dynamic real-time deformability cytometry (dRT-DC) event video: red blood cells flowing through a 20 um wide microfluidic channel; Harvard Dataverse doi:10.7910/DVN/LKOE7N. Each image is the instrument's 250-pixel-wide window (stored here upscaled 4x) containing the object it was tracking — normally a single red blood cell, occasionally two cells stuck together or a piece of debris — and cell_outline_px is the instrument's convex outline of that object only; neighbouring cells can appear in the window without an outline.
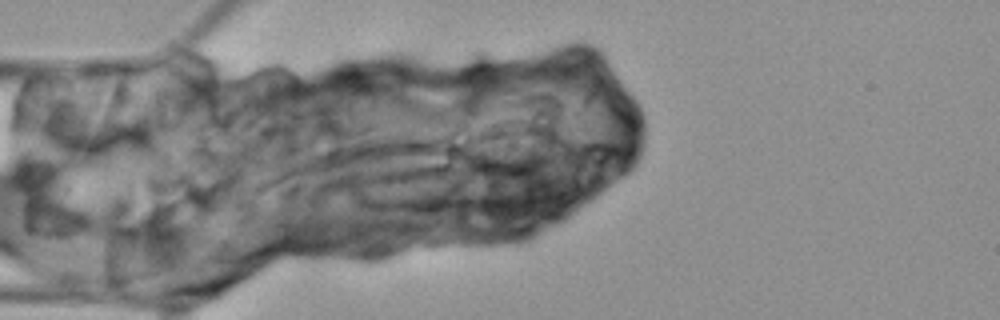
{"species": "Egyptian fruit bat (a non-hibernating species)", "species_latin": "Rousettus aegyptiacus", "temperature_condition": "cold", "stored_images_in_passage": 2, "camera_frame_rate_fps": 3000, "um_per_image_px": 0.085, "animal": {"sex": "female"}, "frame": {"image": 1, "passage_image": 1, "time_ms": 0.0, "image_size_px": [1000, 320], "cell_outline_px": [[88, 220], [68, 232], [64, 232], [24, 220], [16, 216], [16, 176], [20, 164], [44, 168], [48, 172]], "centroid_in_image_um": [3.82, 17.06], "position_along_channel_um": 81.2, "area_um2": 22.02}}